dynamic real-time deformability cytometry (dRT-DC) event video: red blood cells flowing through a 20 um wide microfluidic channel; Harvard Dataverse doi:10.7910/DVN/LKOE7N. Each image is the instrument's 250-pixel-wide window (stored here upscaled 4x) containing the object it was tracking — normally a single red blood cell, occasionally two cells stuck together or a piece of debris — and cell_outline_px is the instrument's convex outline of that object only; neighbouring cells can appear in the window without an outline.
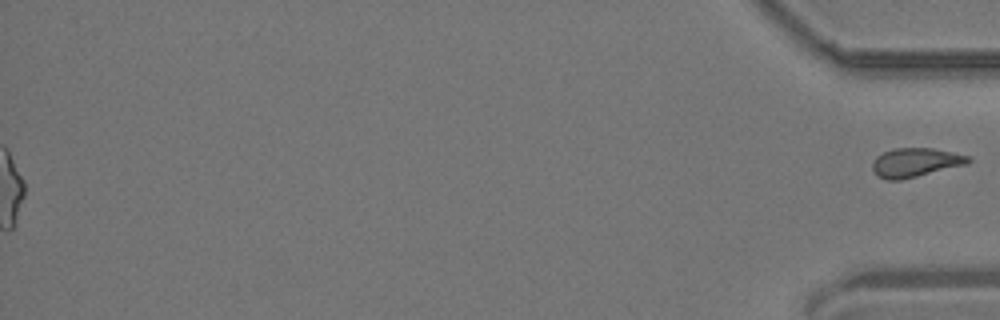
{"species": "common noctule bat (a hibernating species)", "species_latin": "Nyctalus noctula", "temperature_condition": "room temperature", "stored_images_in_passage": 41, "segment_of_instrument_passage": [2, 2], "camera_frame_rate_fps": 3000, "um_per_image_px": 0.085, "animal": {"sex": "male", "body_mass_g": 19.2, "forearm_length_mm": 51.8}, "frame": {"image": 1, "passage_image": 41, "time_ms": 13.333, "image_size_px": [1000, 320], "cell_outline_px": [[972, 160], [968, 164], [900, 180], [884, 180], [876, 176], [872, 168], [872, 160], [876, 156], [892, 148], [932, 148], [952, 152], [968, 156]], "centroid_in_image_um": [77.77, 13.81], "position_along_channel_um": 357.4, "area_um2": 16.3}}